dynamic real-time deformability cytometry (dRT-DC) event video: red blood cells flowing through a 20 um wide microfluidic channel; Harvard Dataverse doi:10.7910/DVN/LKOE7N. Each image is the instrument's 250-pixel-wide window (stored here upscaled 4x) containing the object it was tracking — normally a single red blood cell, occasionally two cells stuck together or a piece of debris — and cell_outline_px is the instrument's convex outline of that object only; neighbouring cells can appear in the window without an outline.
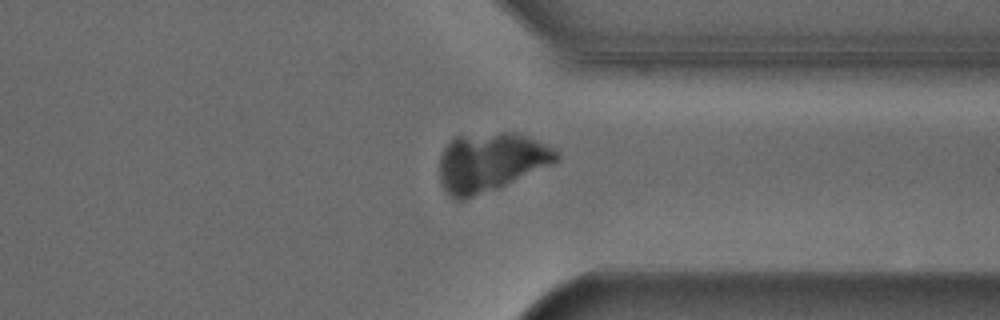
{"species": "Egyptian fruit bat (a non-hibernating species)", "species_latin": "Rousettus aegyptiacus", "temperature_condition": "cold", "stored_images_in_passage": 53, "camera_frame_rate_fps": 3000, "um_per_image_px": 0.085, "animal": {"sex": "male"}, "frame": {"image": 1, "passage_image": 41, "time_ms": 13.333, "image_size_px": [1000, 320], "cell_outline_px": [[560, 160], [496, 188], [464, 200], [452, 200], [448, 196], [440, 180], [440, 156], [444, 148], [456, 136], [500, 132], [512, 132], [528, 136], [556, 148], [560, 156]], "centroid_in_image_um": [41.7, 13.77], "position_along_channel_um": 369.7, "area_um2": 39.88}}
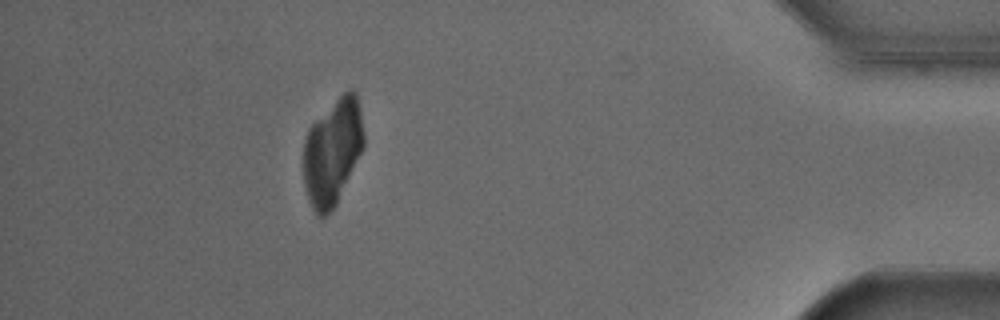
{"frame": {"image": 2, "passage_image": 48, "time_ms": 15.667, "image_size_px": [1000, 320], "cell_outline_px": [[364, 148], [336, 204], [324, 216], [316, 216], [308, 200], [304, 184], [304, 140], [308, 128], [348, 88], [352, 88], [356, 92], [360, 108], [364, 136]], "centroid_in_image_um": [28.27, 12.9], "position_along_channel_um": 406.9, "area_um2": 37.22}}